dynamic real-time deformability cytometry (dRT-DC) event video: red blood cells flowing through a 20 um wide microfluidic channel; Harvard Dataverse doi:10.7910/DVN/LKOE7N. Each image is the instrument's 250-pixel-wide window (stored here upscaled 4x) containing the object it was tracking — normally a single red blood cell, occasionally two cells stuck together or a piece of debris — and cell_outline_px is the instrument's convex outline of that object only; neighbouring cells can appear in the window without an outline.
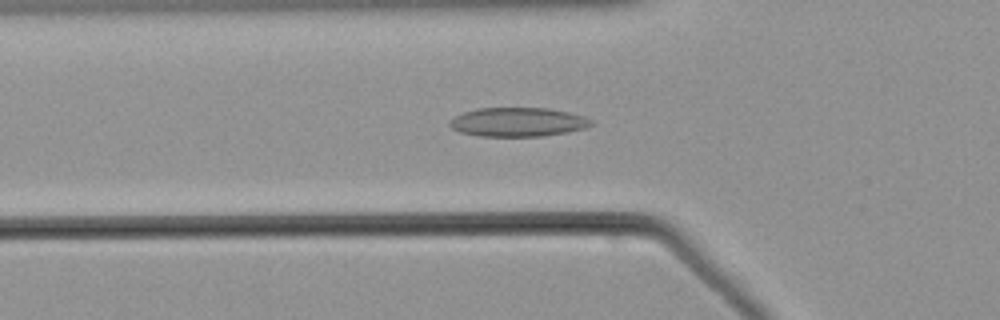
{"species": "common noctule bat (a hibernating species)", "species_latin": "Nyctalus noctula", "temperature_condition": "warm", "stored_images_in_passage": 49, "camera_frame_rate_fps": 3000, "um_per_image_px": 0.085, "animal": {"sex": "male", "body_mass_g": 21.5, "forearm_length_mm": 52.0}, "frame": {"image": 1, "passage_image": 14, "time_ms": 4.333, "image_size_px": [1000, 320], "cell_outline_px": [[596, 124], [584, 128], [568, 132], [544, 136], [480, 136], [460, 132], [452, 128], [448, 124], [448, 120], [464, 112], [476, 108], [548, 108], [568, 112], [584, 116], [592, 120]], "centroid_in_image_um": [44.03, 10.37], "position_along_channel_um": 81.8, "area_um2": 24.04}}
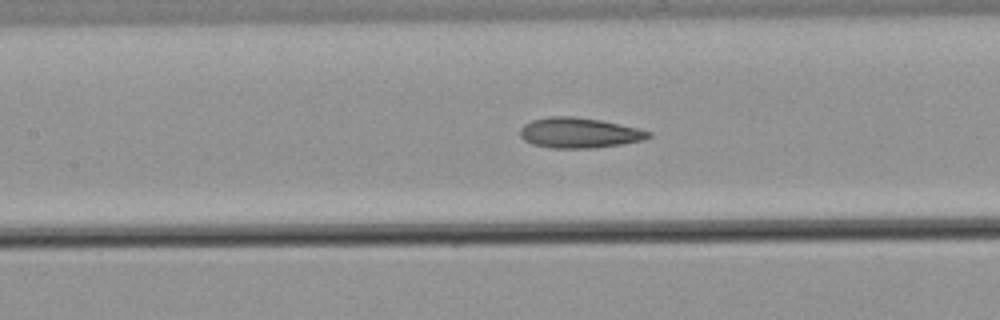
{"frame": {"image": 2, "passage_image": 20, "time_ms": 6.333, "image_size_px": [1000, 320], "cell_outline_px": [[652, 136], [640, 140], [624, 144], [596, 148], [552, 148], [532, 144], [524, 140], [520, 136], [520, 128], [524, 124], [532, 120], [548, 116], [576, 116], [600, 120], [620, 124], [652, 132]], "centroid_in_image_um": [49.21, 11.29], "position_along_channel_um": 158.2, "area_um2": 22.77}}
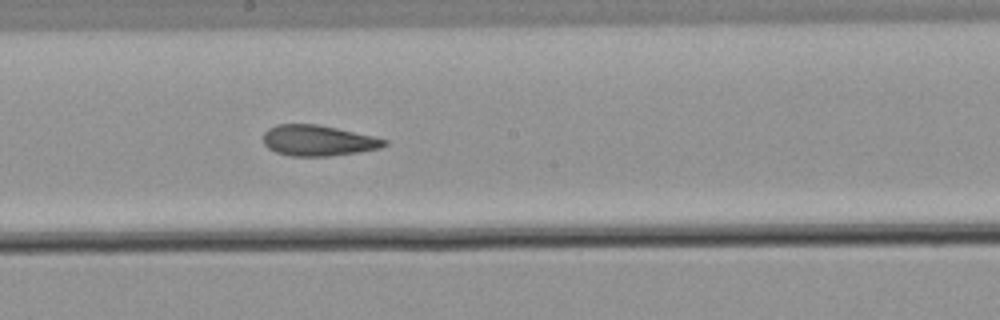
{"frame": {"image": 3, "passage_image": 25, "time_ms": 8.0, "image_size_px": [1000, 320], "cell_outline_px": [[388, 144], [380, 148], [356, 152], [328, 156], [288, 156], [276, 152], [268, 148], [264, 144], [264, 132], [268, 128], [276, 124], [316, 124], [336, 128], [372, 136], [388, 140]], "centroid_in_image_um": [27.0, 11.94], "position_along_channel_um": 221.2, "area_um2": 21.56}}